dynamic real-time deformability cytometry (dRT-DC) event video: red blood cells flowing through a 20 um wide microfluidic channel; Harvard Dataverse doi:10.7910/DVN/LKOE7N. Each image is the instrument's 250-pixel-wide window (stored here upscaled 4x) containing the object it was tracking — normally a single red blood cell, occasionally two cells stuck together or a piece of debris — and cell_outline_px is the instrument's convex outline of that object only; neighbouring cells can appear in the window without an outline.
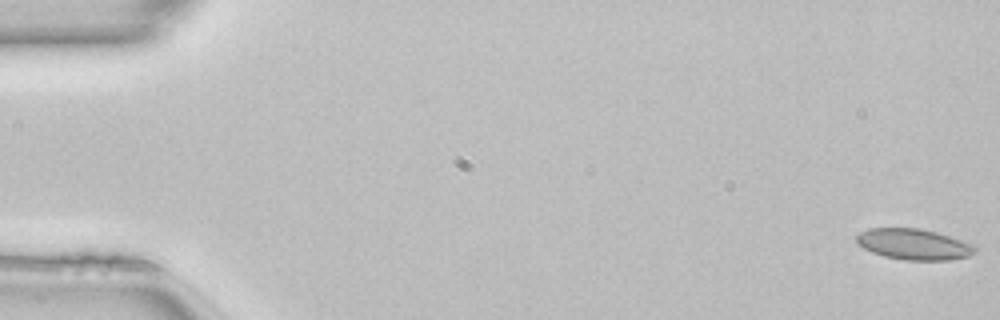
{"species": "common noctule bat (a hibernating species)", "species_latin": "Nyctalus noctula", "temperature_condition": "room temperature", "stored_images_in_passage": 50, "camera_frame_rate_fps": 3000, "um_per_image_px": 0.085, "animal": {"sex": "female", "body_mass_g": 22.7, "forearm_length_mm": 54.2}, "frame": {"image": 1, "passage_image": 1, "time_ms": 0.0, "image_size_px": [1000, 320], "cell_outline_px": [[976, 252], [968, 256], [948, 260], [904, 260], [884, 256], [872, 252], [856, 244], [856, 236], [860, 232], [868, 228], [920, 228], [936, 232], [964, 240], [972, 244], [976, 248]], "centroid_in_image_um": [77.66, 20.76], "position_along_channel_um": 7.3, "area_um2": 21.44}}
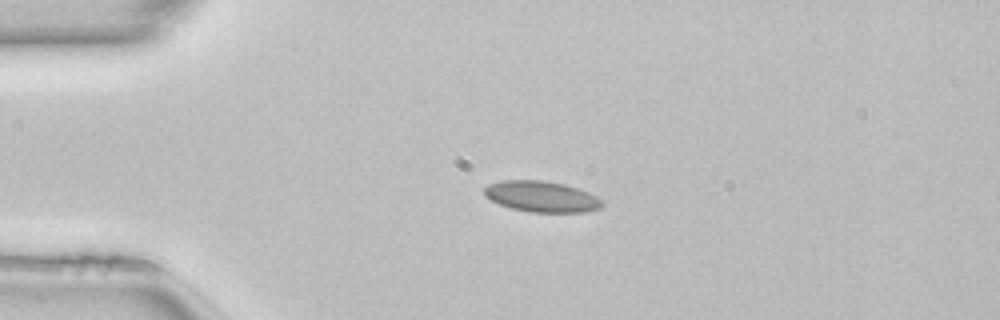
{"frame": {"image": 2, "passage_image": 12, "time_ms": 3.667, "image_size_px": [1000, 320], "cell_outline_px": [[604, 204], [600, 208], [584, 212], [528, 212], [512, 208], [500, 204], [484, 196], [484, 188], [488, 184], [500, 180], [544, 180], [564, 184], [588, 192], [604, 200]], "centroid_in_image_um": [46.03, 16.7], "position_along_channel_um": 39.0, "area_um2": 21.33}}
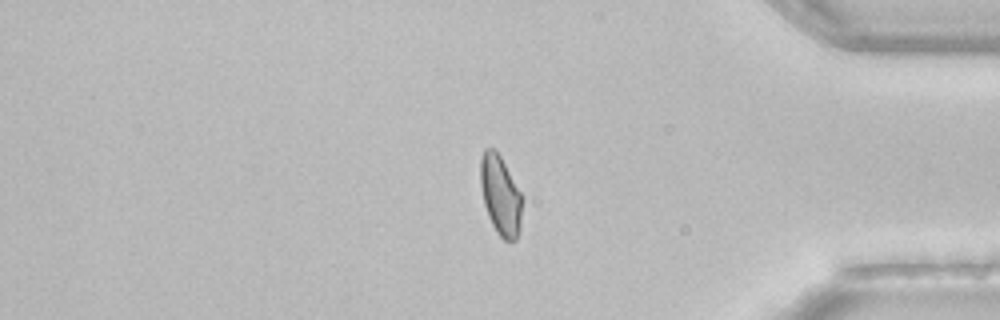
{"frame": {"image": 3, "passage_image": 42, "time_ms": 13.667, "image_size_px": [1000, 320], "cell_outline_px": [[524, 200], [520, 228], [516, 240], [504, 240], [496, 232], [488, 216], [484, 204], [480, 184], [480, 160], [484, 148], [496, 148], [524, 196]], "centroid_in_image_um": [42.56, 16.58], "position_along_channel_um": 392.6, "area_um2": 19.94}, "authors_computed_cell_mechanics": {"area_um2": 20.23, "velocity_mm_per_s": 4.1222, "shape_relaxation_time_tau1_ms": null, "shape_relaxation_time_tau2_ms": 1.3987, "deformation_change_tau1": null, "deformation_change_tau2": 0.0584}}